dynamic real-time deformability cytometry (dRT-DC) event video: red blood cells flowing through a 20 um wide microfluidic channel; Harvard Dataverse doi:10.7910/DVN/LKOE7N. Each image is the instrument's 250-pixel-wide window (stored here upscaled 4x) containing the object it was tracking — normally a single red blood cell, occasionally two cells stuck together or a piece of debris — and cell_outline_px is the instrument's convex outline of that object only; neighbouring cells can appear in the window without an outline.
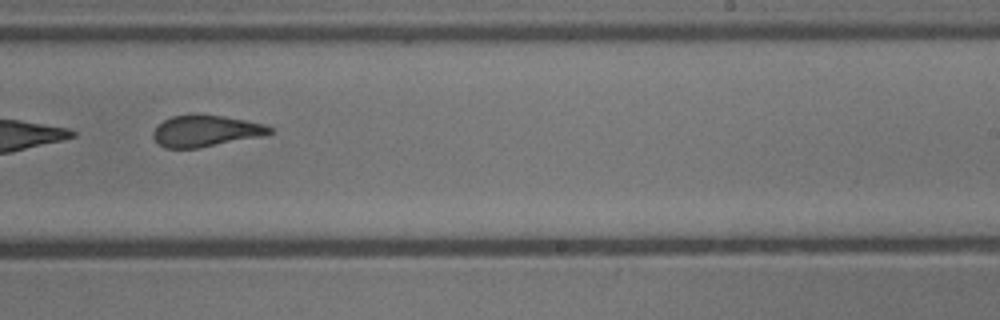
{"species": "common noctule bat (a hibernating species)", "species_latin": "Nyctalus noctula", "temperature_condition": "cold", "stored_images_in_passage": 14, "camera_frame_rate_fps": 3000, "um_per_image_px": 0.085, "animal": {"sex": "male", "body_mass_g": 13.3}, "frame": {"image": 1, "passage_image": 10, "time_ms": 3.0, "image_size_px": [1000, 320], "cell_outline_px": [[272, 132], [260, 136], [200, 148], [164, 148], [152, 136], [152, 132], [164, 120], [172, 116], [224, 116], [264, 124], [272, 128]], "centroid_in_image_um": [17.47, 11.15], "position_along_channel_um": 271.5, "area_um2": 20.69}}
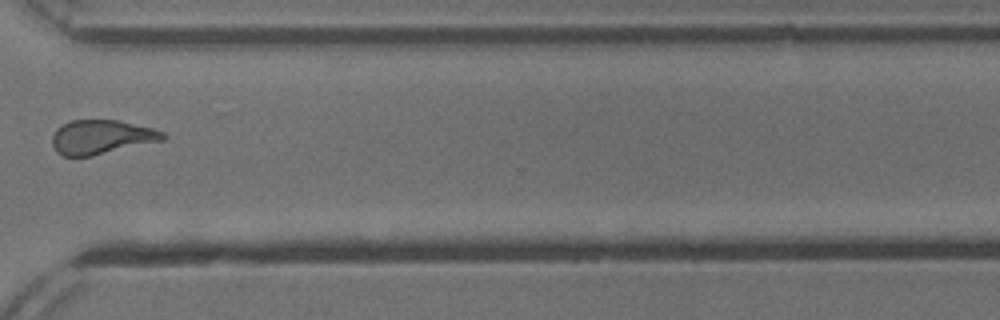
{"frame": {"image": 2, "passage_image": 12, "time_ms": 3.667, "image_size_px": [1000, 320], "cell_outline_px": [[168, 136], [164, 140], [92, 156], [64, 156], [56, 152], [52, 144], [52, 136], [56, 128], [72, 120], [116, 120], [152, 128], [164, 132]], "centroid_in_image_um": [8.62, 11.65], "position_along_channel_um": 362.0, "area_um2": 22.02}}